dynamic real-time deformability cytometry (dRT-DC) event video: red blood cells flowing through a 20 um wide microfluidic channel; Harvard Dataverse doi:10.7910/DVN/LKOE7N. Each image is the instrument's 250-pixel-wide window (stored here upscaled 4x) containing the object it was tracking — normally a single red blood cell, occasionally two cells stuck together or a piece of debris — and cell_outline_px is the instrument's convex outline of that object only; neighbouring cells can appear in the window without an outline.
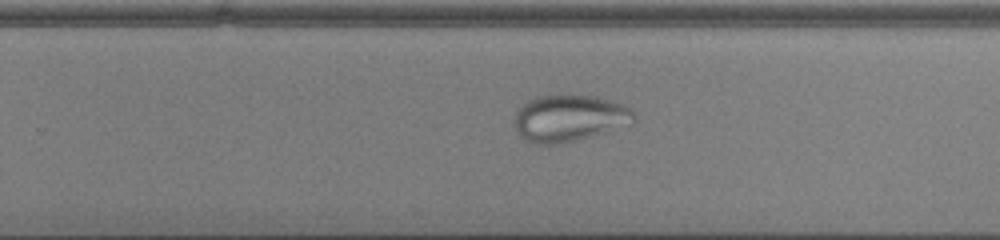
{"species": "common noctule bat (a hibernating species)", "species_latin": "Nyctalus noctula", "temperature_condition": "cold", "stored_images_in_passage": 54, "camera_frame_rate_fps": 3000, "um_per_image_px": 0.085, "animal": {"sex": "male", "body_mass_g": 13.0, "forearm_length_mm": 53.1}, "frame": {"image": 1, "passage_image": 36, "time_ms": 11.667, "image_size_px": [1000, 240], "cell_outline_px": [[636, 120], [632, 124], [592, 136], [576, 140], [556, 144], [536, 144], [524, 140], [516, 132], [512, 124], [516, 112], [528, 100], [536, 96], [596, 96], [612, 100], [624, 104], [632, 108], [636, 116]], "centroid_in_image_um": [48.4, 10.06], "position_along_channel_um": 281.4, "area_um2": 32.83}}